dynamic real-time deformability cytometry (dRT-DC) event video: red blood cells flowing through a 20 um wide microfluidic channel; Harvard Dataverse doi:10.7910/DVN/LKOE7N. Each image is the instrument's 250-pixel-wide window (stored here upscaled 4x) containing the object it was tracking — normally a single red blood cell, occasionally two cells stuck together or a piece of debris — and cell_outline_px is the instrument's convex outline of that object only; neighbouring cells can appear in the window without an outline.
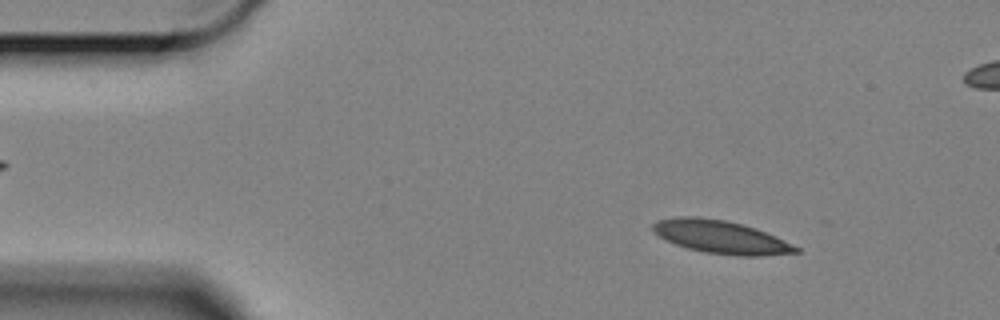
{"species": "Egyptian fruit bat (a non-hibernating species)", "species_latin": "Rousettus aegyptiacus", "temperature_condition": "cold", "stored_images_in_passage": 18, "camera_frame_rate_fps": 3000, "um_per_image_px": 0.085, "animal": {"sex": "female"}, "frame": {"image": 1, "passage_image": 7, "time_ms": 2.0, "image_size_px": [1000, 320], "cell_outline_px": [[800, 252], [760, 256], [736, 256], [704, 252], [688, 248], [664, 240], [652, 232], [652, 224], [656, 220], [676, 216], [696, 216], [724, 220], [756, 228], [776, 236], [800, 248]], "centroid_in_image_um": [61.23, 20.14], "position_along_channel_um": 23.8, "area_um2": 27.69}}
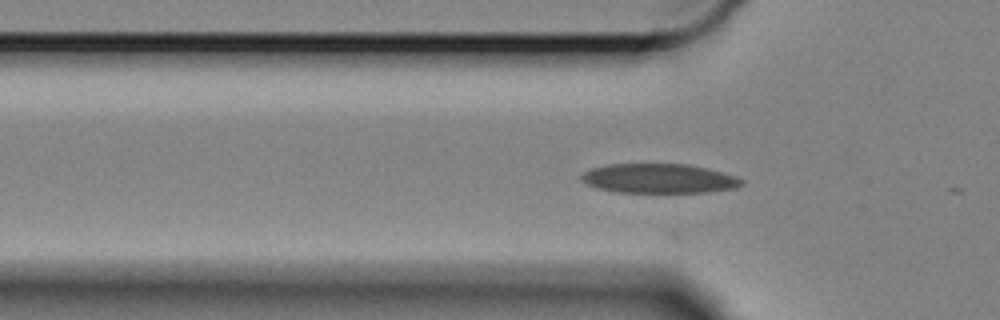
{"frame": {"image": 2, "passage_image": 17, "time_ms": 5.333, "image_size_px": [1000, 320], "cell_outline_px": [[744, 184], [736, 188], [708, 192], [612, 192], [596, 188], [580, 180], [580, 176], [584, 172], [592, 168], [608, 164], [688, 164], [708, 168], [736, 176], [744, 180]], "centroid_in_image_um": [56.02, 15.17], "position_along_channel_um": 69.8, "area_um2": 27.69}}